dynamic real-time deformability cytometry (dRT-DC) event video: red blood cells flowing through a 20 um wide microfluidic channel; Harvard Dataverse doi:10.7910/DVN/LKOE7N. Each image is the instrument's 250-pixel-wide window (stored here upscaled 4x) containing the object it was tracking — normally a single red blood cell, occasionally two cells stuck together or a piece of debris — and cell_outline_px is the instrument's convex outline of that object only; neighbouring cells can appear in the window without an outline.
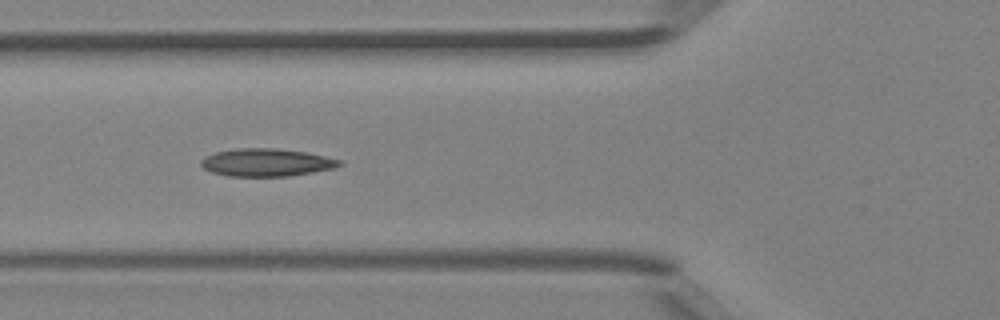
{"species": "Egyptian fruit bat (a non-hibernating species)", "species_latin": "Rousettus aegyptiacus", "temperature_condition": "room temperature", "stored_images_in_passage": 5, "camera_frame_rate_fps": 3000, "um_per_image_px": 0.085, "animal": {"sex": "female"}, "frame": {"image": 1, "passage_image": 4, "time_ms": 1.0, "image_size_px": [1000, 320], "cell_outline_px": [[344, 164], [336, 168], [288, 176], [228, 176], [212, 172], [204, 168], [200, 164], [200, 160], [204, 156], [216, 152], [236, 148], [276, 148], [308, 152], [340, 160]], "centroid_in_image_um": [22.65, 13.8], "position_along_channel_um": 103.2, "area_um2": 22.48}}
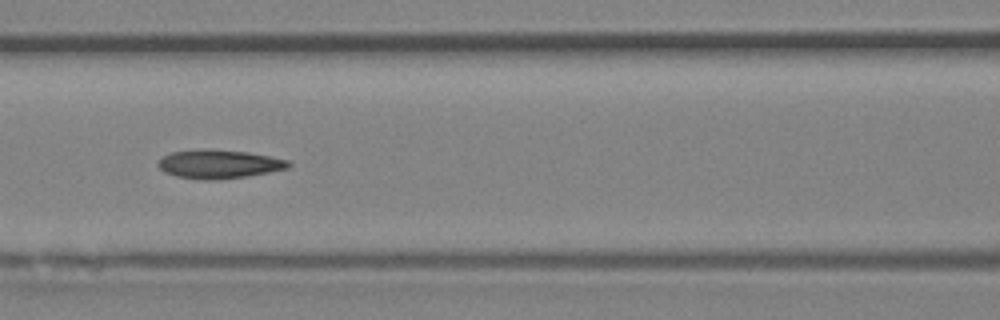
{"frame": {"image": 2, "passage_image": 5, "time_ms": 1.333, "image_size_px": [1000, 320], "cell_outline_px": [[292, 164], [288, 168], [248, 176], [216, 180], [204, 180], [176, 176], [164, 172], [156, 164], [164, 156], [172, 152], [248, 152], [288, 160]], "centroid_in_image_um": [18.65, 14.0], "position_along_channel_um": 147.9, "area_um2": 20.69}}